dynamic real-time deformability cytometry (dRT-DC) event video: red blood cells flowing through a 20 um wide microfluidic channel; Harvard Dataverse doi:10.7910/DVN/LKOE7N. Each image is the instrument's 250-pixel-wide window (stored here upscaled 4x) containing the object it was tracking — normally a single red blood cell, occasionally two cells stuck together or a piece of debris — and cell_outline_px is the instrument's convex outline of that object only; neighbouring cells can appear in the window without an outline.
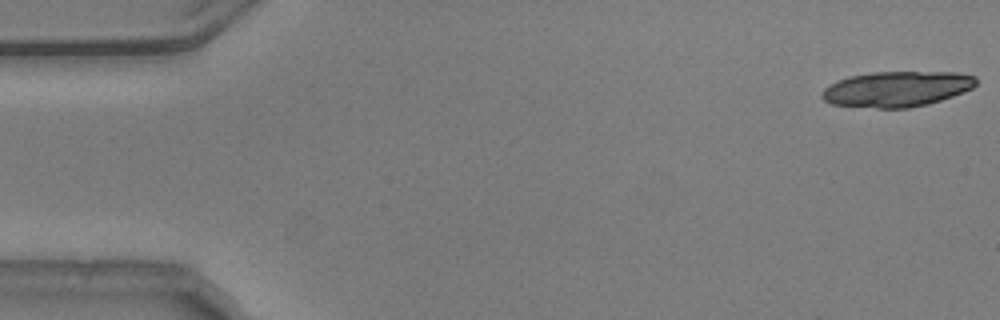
{"species": "common noctule bat (a hibernating species)", "species_latin": "Nyctalus noctula", "temperature_condition": "warm", "stored_images_in_passage": 7, "camera_frame_rate_fps": 3000, "um_per_image_px": 0.085, "animal": {"sex": "male", "body_mass_g": 20.5, "forearm_length_mm": 52.5}, "frame": {"image": 1, "passage_image": 1, "time_ms": 0.0, "image_size_px": [1000, 320], "cell_outline_px": [[976, 84], [972, 88], [964, 92], [928, 104], [908, 108], [876, 108], [832, 104], [824, 100], [820, 96], [824, 88], [836, 80], [848, 76], [872, 72], [956, 72], [976, 76]], "centroid_in_image_um": [76.21, 7.56], "position_along_channel_um": 8.8, "area_um2": 31.96}}